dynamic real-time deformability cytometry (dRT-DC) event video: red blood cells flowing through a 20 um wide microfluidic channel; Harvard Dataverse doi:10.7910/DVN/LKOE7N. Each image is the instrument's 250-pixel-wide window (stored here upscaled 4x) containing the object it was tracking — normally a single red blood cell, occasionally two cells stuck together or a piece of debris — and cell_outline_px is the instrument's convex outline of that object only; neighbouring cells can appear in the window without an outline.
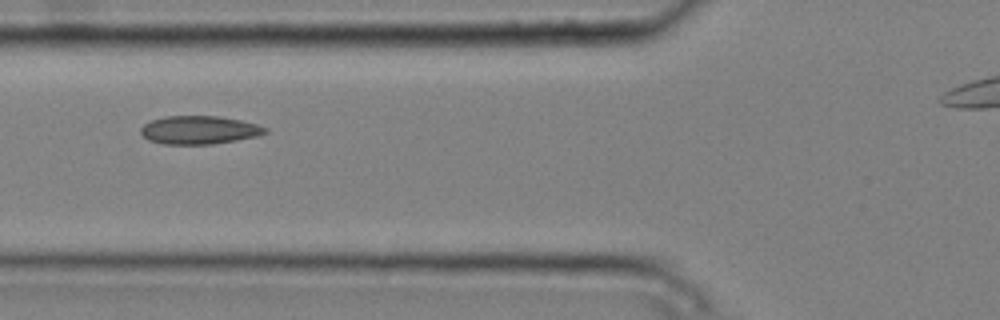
{"species": "common noctule bat (a hibernating species)", "species_latin": "Nyctalus noctula", "temperature_condition": "cold", "stored_images_in_passage": 7, "camera_frame_rate_fps": 3000, "um_per_image_px": 0.085, "animal": {"sex": "male", "body_mass_g": 20.4}, "frame": {"image": 1, "passage_image": 5, "time_ms": 1.333, "image_size_px": [1000, 320], "cell_outline_px": [[268, 132], [260, 136], [212, 144], [164, 144], [148, 140], [140, 132], [140, 128], [144, 124], [152, 120], [164, 116], [220, 116], [240, 120], [256, 124], [268, 128]], "centroid_in_image_um": [16.95, 11.05], "position_along_channel_um": 108.9, "area_um2": 20.58}}
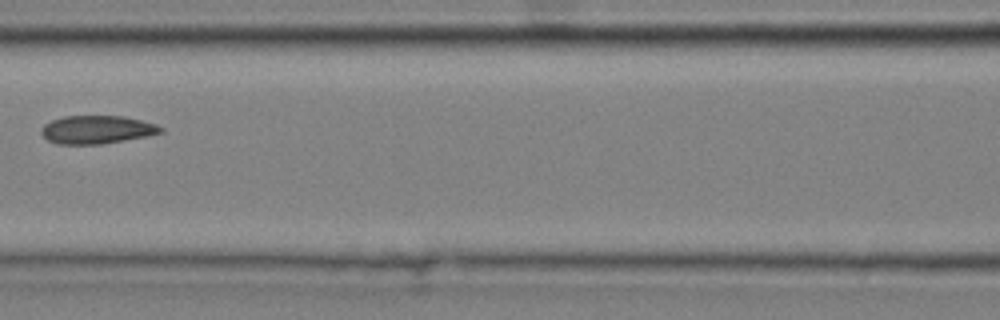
{"frame": {"image": 2, "passage_image": 6, "time_ms": 1.667, "image_size_px": [1000, 320], "cell_outline_px": [[164, 132], [124, 140], [100, 144], [56, 144], [48, 140], [40, 132], [40, 128], [44, 124], [52, 120], [64, 116], [124, 116], [156, 124], [164, 128]], "centroid_in_image_um": [8.21, 11.01], "position_along_channel_um": 158.4, "area_um2": 19.54}}
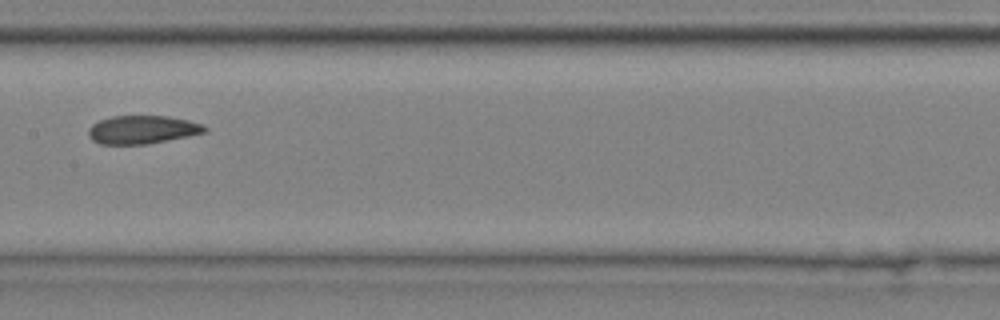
{"frame": {"image": 3, "passage_image": 7, "time_ms": 2.0, "image_size_px": [1000, 320], "cell_outline_px": [[208, 132], [148, 144], [100, 144], [92, 140], [88, 136], [88, 128], [92, 124], [100, 120], [112, 116], [168, 116], [188, 120], [204, 124], [208, 128]], "centroid_in_image_um": [12.12, 11.02], "position_along_channel_um": 195.3, "area_um2": 19.31}}